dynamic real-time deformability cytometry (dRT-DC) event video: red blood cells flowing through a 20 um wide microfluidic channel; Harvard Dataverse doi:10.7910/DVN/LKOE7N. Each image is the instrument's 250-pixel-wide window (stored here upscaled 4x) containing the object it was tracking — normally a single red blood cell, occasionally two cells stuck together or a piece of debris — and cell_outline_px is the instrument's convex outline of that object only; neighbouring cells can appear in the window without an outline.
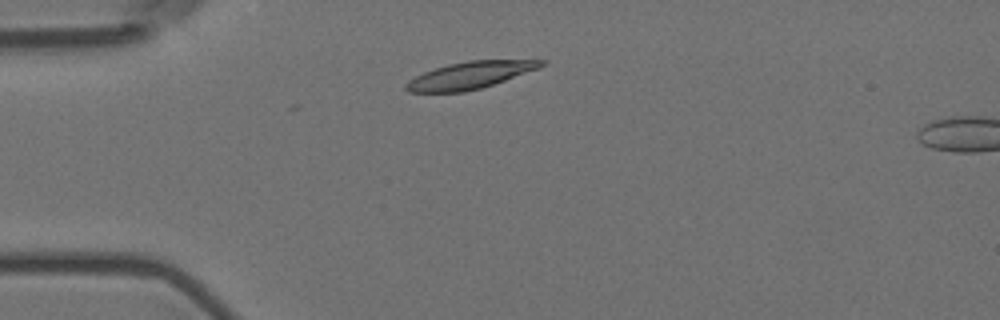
{"species": "Egyptian fruit bat (a non-hibernating species)", "species_latin": "Rousettus aegyptiacus", "temperature_condition": "room temperature", "stored_images_in_passage": 3, "camera_frame_rate_fps": 3000, "um_per_image_px": 0.085, "animal": {"sex": "female"}, "frame": {"image": 1, "passage_image": 2, "time_ms": 0.333, "image_size_px": [1000, 320], "cell_outline_px": [[548, 64], [540, 68], [480, 88], [464, 92], [408, 92], [404, 88], [404, 84], [408, 80], [424, 72], [448, 64], [468, 60], [548, 60]], "centroid_in_image_um": [39.95, 6.39], "position_along_channel_um": 45.0, "area_um2": 21.27}}